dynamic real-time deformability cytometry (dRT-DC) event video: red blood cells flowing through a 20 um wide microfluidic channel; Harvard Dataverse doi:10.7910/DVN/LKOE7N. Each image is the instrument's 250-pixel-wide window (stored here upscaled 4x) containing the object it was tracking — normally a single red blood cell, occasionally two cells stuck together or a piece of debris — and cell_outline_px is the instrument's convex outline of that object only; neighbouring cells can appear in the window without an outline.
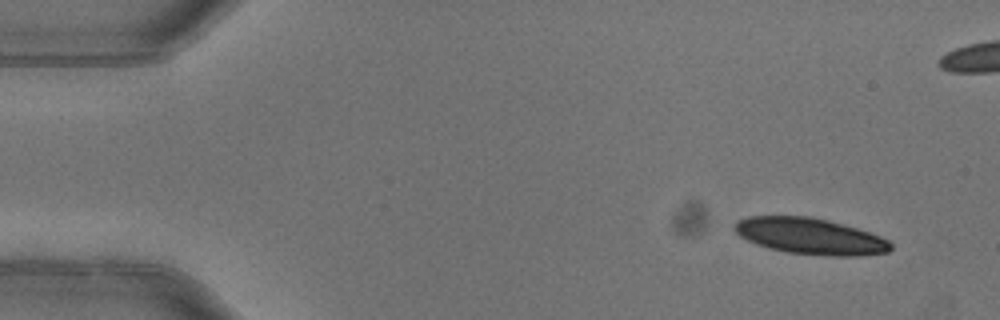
{"species": "common noctule bat (a hibernating species)", "species_latin": "Nyctalus noctula", "temperature_condition": "warm", "stored_images_in_passage": 4, "camera_frame_rate_fps": 3000, "um_per_image_px": 0.085, "animal": {"sex": "female"}, "frame": {"image": 1, "passage_image": 1, "time_ms": 0.0, "image_size_px": [1000, 320], "cell_outline_px": [[892, 248], [888, 252], [860, 256], [828, 256], [788, 252], [768, 248], [756, 244], [740, 236], [732, 228], [736, 220], [748, 216], [808, 216], [828, 220], [856, 228], [880, 236], [888, 240], [892, 244]], "centroid_in_image_um": [68.85, 20.07], "position_along_channel_um": 16.2, "area_um2": 33.0}}